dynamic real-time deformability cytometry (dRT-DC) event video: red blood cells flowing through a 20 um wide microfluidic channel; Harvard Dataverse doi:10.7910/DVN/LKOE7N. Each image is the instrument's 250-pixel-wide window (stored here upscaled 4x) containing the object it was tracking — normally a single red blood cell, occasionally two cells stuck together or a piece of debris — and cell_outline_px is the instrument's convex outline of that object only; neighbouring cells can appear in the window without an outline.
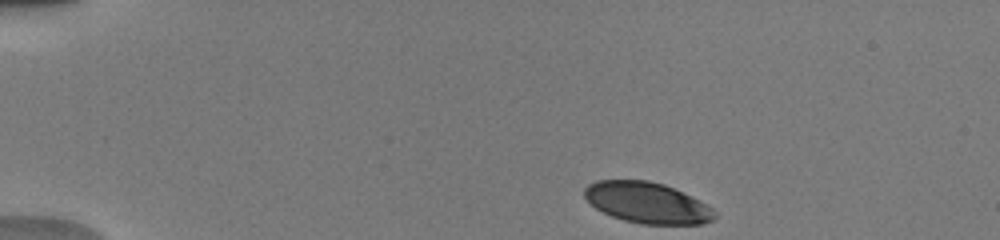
{"species": "human", "species_latin": "Homo sapiens", "temperature_condition": "warm", "stored_images_in_passage": 38, "camera_frame_rate_fps": 3000, "um_per_image_px": 0.085, "donor": {"sex": "male"}, "frame": {"image": 1, "passage_image": 1, "time_ms": 0.0, "image_size_px": [1000, 240], "cell_outline_px": [[716, 216], [712, 220], [704, 224], [640, 224], [624, 220], [612, 216], [596, 208], [584, 196], [584, 188], [588, 184], [596, 180], [648, 180], [664, 184], [712, 208], [716, 212]], "centroid_in_image_um": [54.97, 17.23], "position_along_channel_um": 30.0, "area_um2": 30.69}}
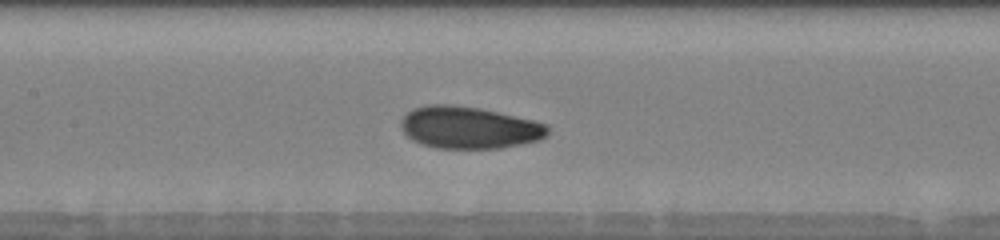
{"frame": {"image": 2, "passage_image": 18, "time_ms": 5.667, "image_size_px": [1000, 240], "cell_outline_px": [[548, 136], [540, 140], [500, 148], [436, 148], [420, 144], [412, 140], [400, 128], [400, 120], [412, 108], [428, 104], [452, 104], [480, 108], [532, 120], [548, 124]], "centroid_in_image_um": [39.84, 10.84], "position_along_channel_um": 167.6, "area_um2": 36.18}}
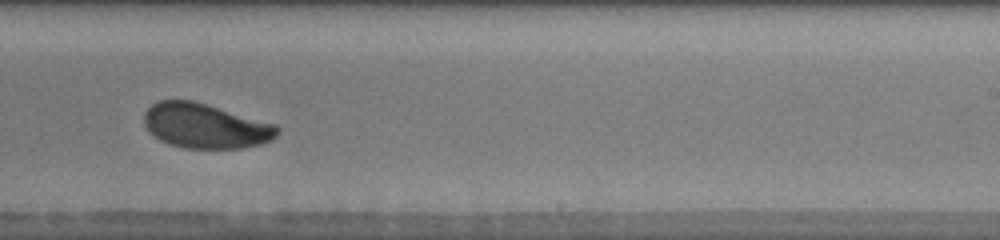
{"frame": {"image": 3, "passage_image": 26, "time_ms": 8.333, "image_size_px": [1000, 240], "cell_outline_px": [[280, 132], [272, 140], [260, 144], [240, 148], [184, 148], [168, 144], [160, 140], [144, 124], [144, 112], [152, 104], [160, 100], [196, 100], [276, 124], [280, 128]], "centroid_in_image_um": [17.49, 10.69], "position_along_channel_um": 271.5, "area_um2": 34.97}, "authors_computed_cell_mechanics": {"area_um2": 34.8534, "velocity_mm_per_s": 3.9137, "shape_relaxation_time_tau1_ms": 2.6599, "shape_relaxation_time_tau2_ms": 1.9888, "deformation_change_tau1": 0.1186, "deformation_change_tau2": 0.0701}}